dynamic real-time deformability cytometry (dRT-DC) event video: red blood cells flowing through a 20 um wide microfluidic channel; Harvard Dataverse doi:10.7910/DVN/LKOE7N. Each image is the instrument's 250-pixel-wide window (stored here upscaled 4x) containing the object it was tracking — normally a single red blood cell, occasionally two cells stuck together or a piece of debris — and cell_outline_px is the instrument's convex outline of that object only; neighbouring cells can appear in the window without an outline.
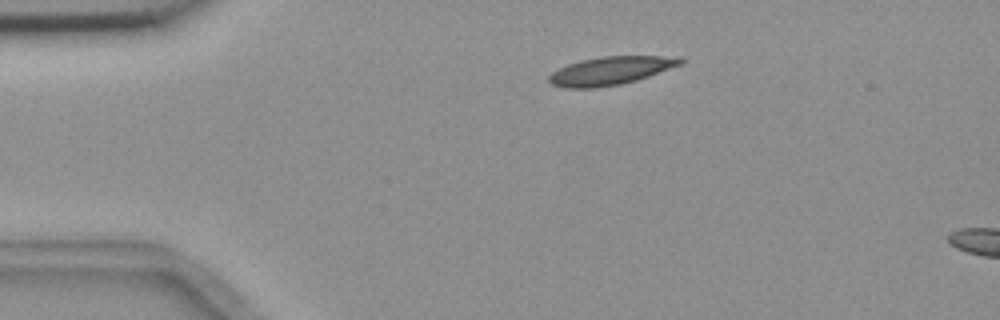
{"species": "common noctule bat (a hibernating species)", "species_latin": "Nyctalus noctula", "temperature_condition": "room temperature", "stored_images_in_passage": 4, "camera_frame_rate_fps": 3000, "um_per_image_px": 0.085, "animal": {"sex": "female", "body_mass_g": 18.4}, "frame": {"image": 1, "passage_image": 2, "time_ms": 2.0, "image_size_px": [1000, 320], "cell_outline_px": [[684, 60], [680, 64], [648, 76], [636, 80], [620, 84], [596, 88], [564, 88], [552, 84], [548, 80], [548, 76], [552, 72], [568, 64], [580, 60], [600, 56], [680, 56]], "centroid_in_image_um": [51.86, 6.0], "position_along_channel_um": 33.1, "area_um2": 21.5}}